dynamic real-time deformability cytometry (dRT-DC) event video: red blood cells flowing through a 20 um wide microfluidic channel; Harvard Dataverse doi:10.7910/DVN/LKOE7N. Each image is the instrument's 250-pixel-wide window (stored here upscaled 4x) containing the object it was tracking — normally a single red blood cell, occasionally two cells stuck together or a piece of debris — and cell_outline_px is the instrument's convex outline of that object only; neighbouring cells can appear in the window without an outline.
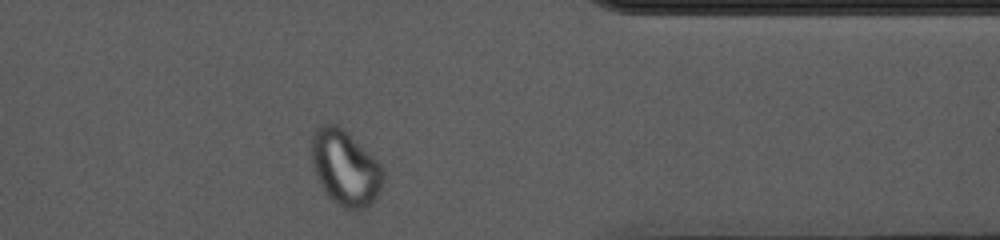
{"species": "common noctule bat (a hibernating species)", "species_latin": "Nyctalus noctula", "temperature_condition": "cold", "stored_images_in_passage": 47, "camera_frame_rate_fps": 3000, "um_per_image_px": 0.085, "animal": {"sex": "female", "body_mass_g": 10.0, "forearm_length_mm": 53.1}, "frame": {"image": 1, "passage_image": 40, "time_ms": 13.0, "image_size_px": [1000, 240], "cell_outline_px": [[384, 180], [376, 196], [364, 208], [356, 212], [352, 212], [336, 204], [324, 192], [316, 176], [312, 164], [312, 132], [320, 124], [336, 124], [344, 128], [380, 164], [384, 172]], "centroid_in_image_um": [29.32, 14.27], "position_along_channel_um": 382.1, "area_um2": 31.56}, "authors_computed_cell_mechanics": {"area_um2": 29.5936, "velocity_mm_per_s": 3.617, "shape_relaxation_time_tau1_ms": null, "shape_relaxation_time_tau2_ms": 1.2095, "deformation_change_tau1": null, "deformation_change_tau2": 0.0377}}